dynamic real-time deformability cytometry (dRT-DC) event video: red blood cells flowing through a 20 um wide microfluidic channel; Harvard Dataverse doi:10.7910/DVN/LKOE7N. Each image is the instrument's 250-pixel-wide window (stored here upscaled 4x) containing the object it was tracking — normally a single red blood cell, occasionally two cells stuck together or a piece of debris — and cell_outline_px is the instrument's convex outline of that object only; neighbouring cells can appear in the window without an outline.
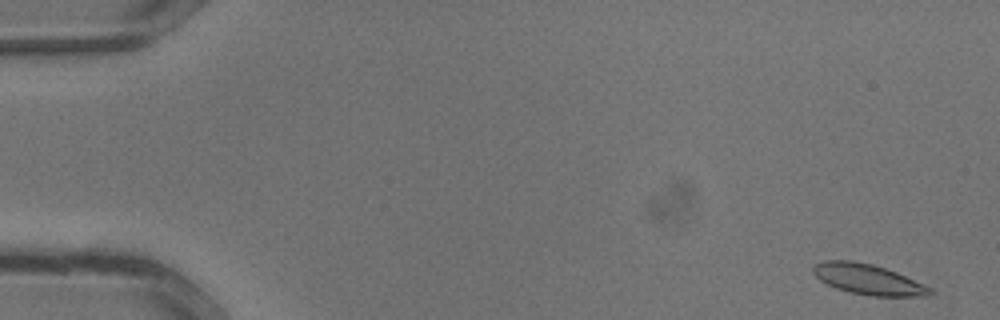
{"species": "common noctule bat (a hibernating species)", "species_latin": "Nyctalus noctula", "temperature_condition": "warm", "stored_images_in_passage": 33, "camera_frame_rate_fps": 3000, "um_per_image_px": 0.085, "animal": {"sex": "male", "body_mass_g": 13.3}, "frame": {"image": 1, "passage_image": 1, "time_ms": 0.0, "image_size_px": [1000, 320], "cell_outline_px": [[932, 292], [928, 296], [872, 296], [852, 292], [836, 288], [820, 280], [812, 272], [812, 268], [816, 264], [824, 260], [852, 260], [872, 264], [896, 272], [932, 288]], "centroid_in_image_um": [73.77, 23.74], "position_along_channel_um": 11.2, "area_um2": 20.46}}
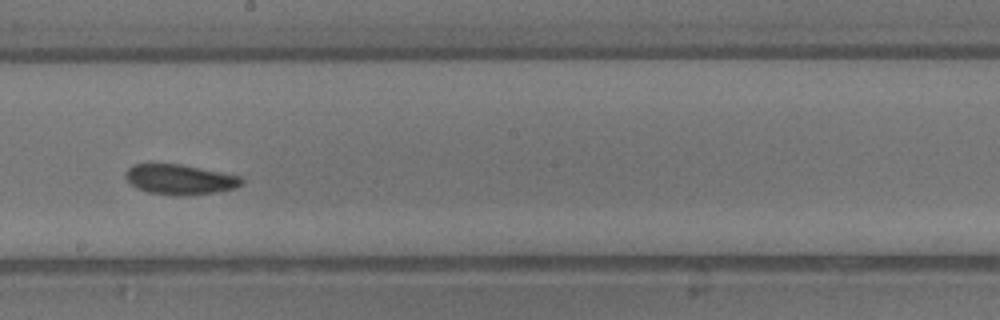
{"frame": {"image": 2, "passage_image": 19, "time_ms": 6.0, "image_size_px": [1000, 320], "cell_outline_px": [[244, 184], [236, 188], [216, 192], [184, 196], [180, 196], [148, 192], [136, 188], [124, 176], [124, 172], [132, 164], [148, 160], [180, 164], [240, 176], [244, 180]], "centroid_in_image_um": [15.22, 15.21], "position_along_channel_um": 233.0, "area_um2": 21.1}}
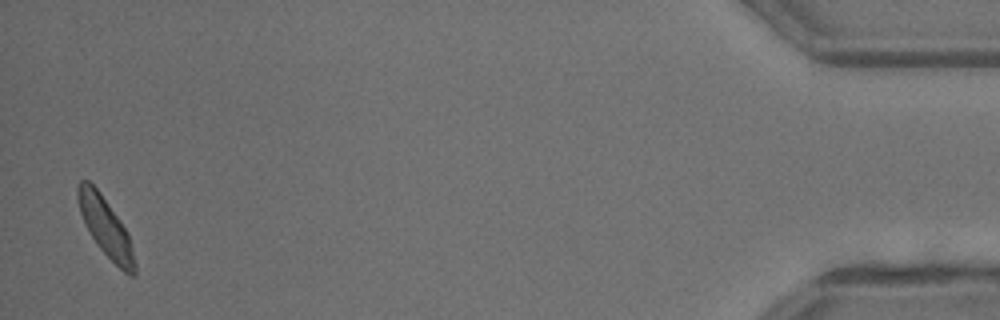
{"frame": {"image": 3, "passage_image": 33, "time_ms": 10.667, "image_size_px": [1000, 320], "cell_outline_px": [[136, 276], [128, 276], [100, 248], [92, 236], [80, 212], [76, 196], [76, 188], [80, 180], [88, 180], [100, 192], [120, 220], [128, 236], [136, 264]], "centroid_in_image_um": [8.97, 19.29], "position_along_channel_um": 426.2, "area_um2": 19.02}}